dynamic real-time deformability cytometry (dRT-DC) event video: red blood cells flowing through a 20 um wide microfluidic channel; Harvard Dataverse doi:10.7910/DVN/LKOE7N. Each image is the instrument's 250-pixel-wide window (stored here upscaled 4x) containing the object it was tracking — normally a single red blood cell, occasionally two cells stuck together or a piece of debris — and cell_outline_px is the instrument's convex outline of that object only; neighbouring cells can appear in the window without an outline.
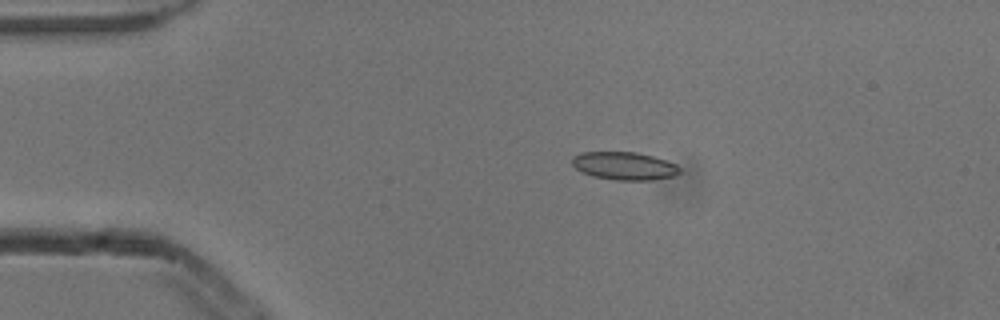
{"species": "common noctule bat (a hibernating species)", "species_latin": "Nyctalus noctula", "temperature_condition": "cold", "stored_images_in_passage": 5, "camera_frame_rate_fps": 3000, "um_per_image_px": 0.085, "animal": {"sex": "male", "body_mass_g": 13.3}, "frame": {"image": 1, "passage_image": 3, "time_ms": 0.667, "image_size_px": [1000, 320], "cell_outline_px": [[680, 172], [676, 176], [652, 180], [616, 180], [592, 176], [580, 172], [572, 164], [572, 156], [580, 152], [636, 152], [652, 156], [676, 164], [680, 168]], "centroid_in_image_um": [53.05, 14.1], "position_along_channel_um": 32.0, "area_um2": 17.63}}
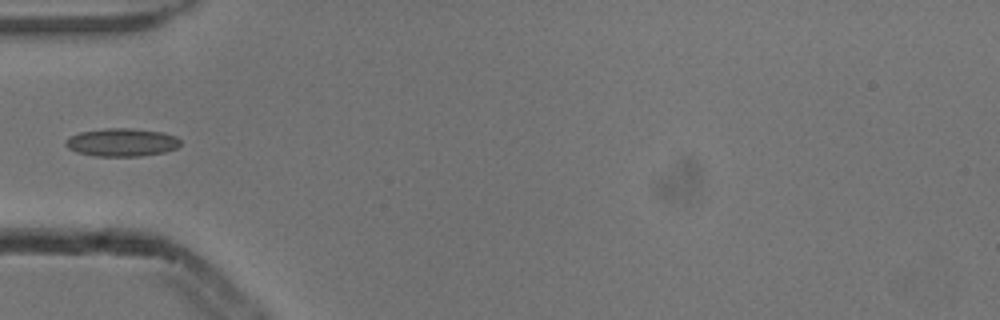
{"frame": {"image": 2, "passage_image": 5, "time_ms": 1.333, "image_size_px": [1000, 320], "cell_outline_px": [[180, 144], [176, 148], [164, 152], [140, 156], [96, 156], [76, 152], [68, 148], [64, 144], [64, 140], [80, 132], [104, 128], [132, 128], [160, 132], [176, 136], [180, 140]], "centroid_in_image_um": [10.33, 12.1], "position_along_channel_um": 74.7, "area_um2": 18.73}}